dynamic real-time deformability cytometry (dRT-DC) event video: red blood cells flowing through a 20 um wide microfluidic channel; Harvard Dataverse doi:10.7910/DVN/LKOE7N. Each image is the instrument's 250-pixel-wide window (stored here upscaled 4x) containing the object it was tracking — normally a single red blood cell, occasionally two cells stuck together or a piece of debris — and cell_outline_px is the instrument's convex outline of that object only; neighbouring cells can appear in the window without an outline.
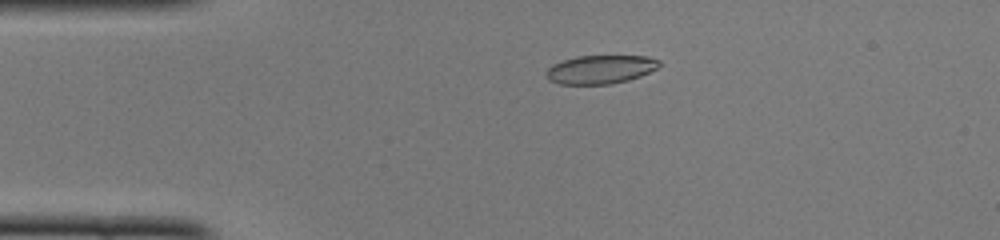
{"species": "common noctule bat (a hibernating species)", "species_latin": "Nyctalus noctula", "temperature_condition": "cold", "stored_images_in_passage": 49, "camera_frame_rate_fps": 3000, "um_per_image_px": 0.085, "animal": {"sex": "female", "body_mass_g": 22.0, "forearm_length_mm": 56.7}, "frame": {"image": 1, "passage_image": 10, "time_ms": 3.0, "image_size_px": [1000, 240], "cell_outline_px": [[660, 64], [656, 68], [640, 76], [628, 80], [608, 84], [560, 84], [548, 80], [544, 72], [552, 64], [576, 56], [648, 56], [660, 60]], "centroid_in_image_um": [51.0, 5.9], "position_along_channel_um": 34.0, "area_um2": 18.79}}
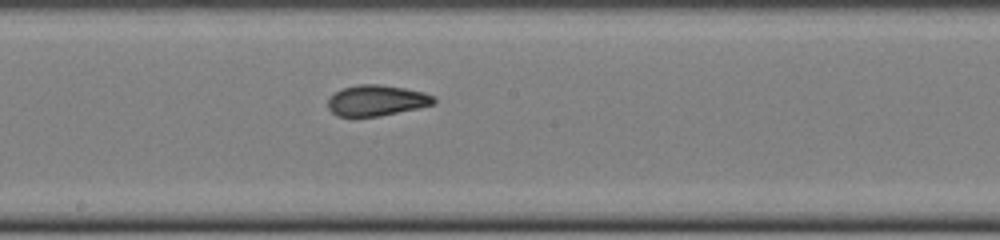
{"frame": {"image": 2, "passage_image": 26, "time_ms": 8.333, "image_size_px": [1000, 240], "cell_outline_px": [[436, 104], [420, 108], [380, 116], [336, 116], [328, 108], [328, 100], [336, 92], [344, 88], [360, 84], [380, 84], [404, 88], [424, 92], [432, 96], [436, 100]], "centroid_in_image_um": [32.05, 8.54], "position_along_channel_um": 216.2, "area_um2": 18.96}}
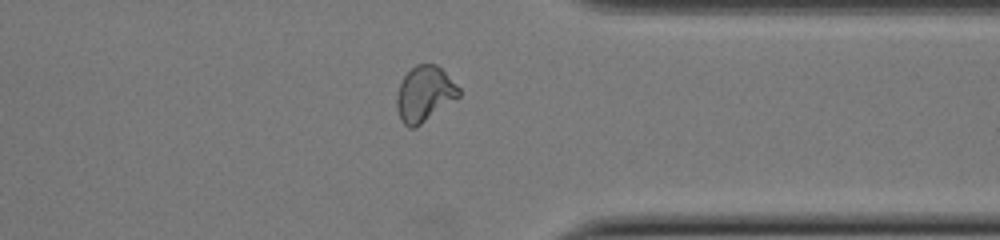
{"frame": {"image": 3, "passage_image": 38, "time_ms": 12.333, "image_size_px": [1000, 240], "cell_outline_px": [[460, 96], [416, 128], [408, 128], [400, 120], [396, 108], [396, 96], [400, 84], [404, 76], [416, 64], [436, 64], [460, 88]], "centroid_in_image_um": [36.06, 8.01], "position_along_channel_um": 375.3, "area_um2": 20.06}, "authors_computed_cell_mechanics": {"area_um2": 19.5364, "velocity_mm_per_s": 4.0992, "shape_relaxation_time_tau1_ms": 8.6099, "shape_relaxation_time_tau2_ms": 1.6138, "deformation_change_tau1": 0.2409, "deformation_change_tau2": 0.0652}}